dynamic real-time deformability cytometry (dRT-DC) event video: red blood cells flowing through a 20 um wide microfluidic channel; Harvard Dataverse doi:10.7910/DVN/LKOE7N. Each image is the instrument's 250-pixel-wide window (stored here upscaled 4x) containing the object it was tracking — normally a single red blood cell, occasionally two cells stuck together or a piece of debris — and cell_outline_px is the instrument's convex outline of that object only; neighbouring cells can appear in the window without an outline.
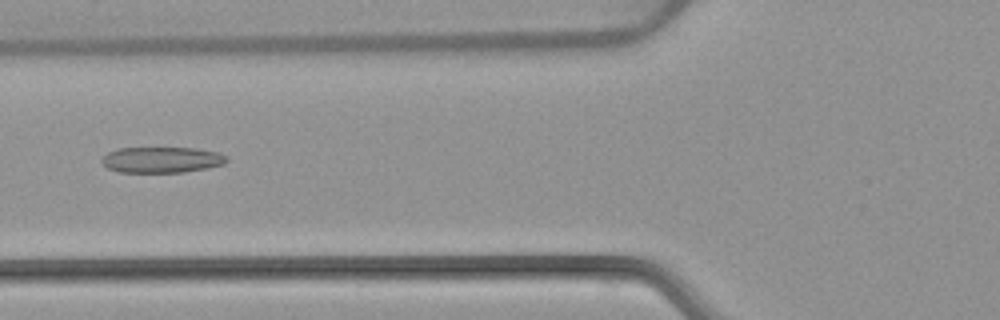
{"species": "common noctule bat (a hibernating species)", "species_latin": "Nyctalus noctula", "temperature_condition": "warm", "stored_images_in_passage": 53, "camera_frame_rate_fps": 3000, "um_per_image_px": 0.085, "animal": {"sex": "female", "body_mass_g": 22.7, "forearm_length_mm": 54.2}, "frame": {"image": 1, "passage_image": 21, "time_ms": 6.667, "image_size_px": [1000, 320], "cell_outline_px": [[228, 160], [224, 164], [208, 168], [184, 172], [120, 172], [108, 168], [100, 160], [108, 152], [116, 148], [196, 148], [220, 152], [228, 156]], "centroid_in_image_um": [13.79, 13.57], "position_along_channel_um": 112.0, "area_um2": 18.96}}
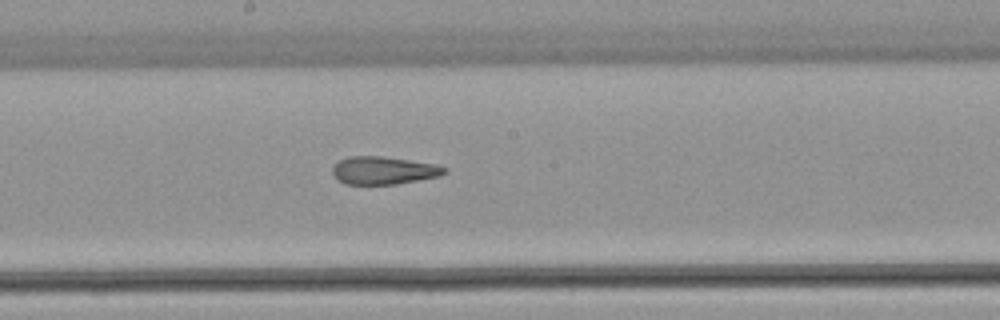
{"frame": {"image": 2, "passage_image": 29, "time_ms": 9.333, "image_size_px": [1000, 320], "cell_outline_px": [[448, 172], [440, 176], [396, 184], [344, 184], [332, 172], [332, 168], [340, 160], [348, 156], [380, 156], [436, 164], [448, 168]], "centroid_in_image_um": [32.65, 14.48], "position_along_channel_um": 215.6, "area_um2": 18.03}}
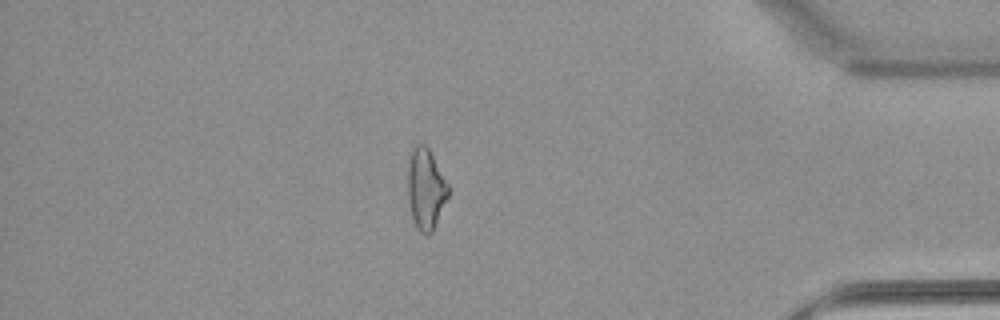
{"frame": {"image": 3, "passage_image": 46, "time_ms": 15.0, "image_size_px": [1000, 320], "cell_outline_px": [[448, 196], [432, 232], [428, 236], [424, 236], [416, 228], [412, 220], [408, 200], [408, 160], [412, 144], [424, 144], [428, 148], [448, 184]], "centroid_in_image_um": [36.15, 16.07], "position_along_channel_um": 399.0, "area_um2": 19.19}, "authors_computed_cell_mechanics": {"area_um2": 20.1722, "velocity_mm_per_s": 3.8824, "shape_relaxation_time_tau1_ms": null, "shape_relaxation_time_tau2_ms": 2.4087, "deformation_change_tau1": null, "deformation_change_tau2": 0.1276}}